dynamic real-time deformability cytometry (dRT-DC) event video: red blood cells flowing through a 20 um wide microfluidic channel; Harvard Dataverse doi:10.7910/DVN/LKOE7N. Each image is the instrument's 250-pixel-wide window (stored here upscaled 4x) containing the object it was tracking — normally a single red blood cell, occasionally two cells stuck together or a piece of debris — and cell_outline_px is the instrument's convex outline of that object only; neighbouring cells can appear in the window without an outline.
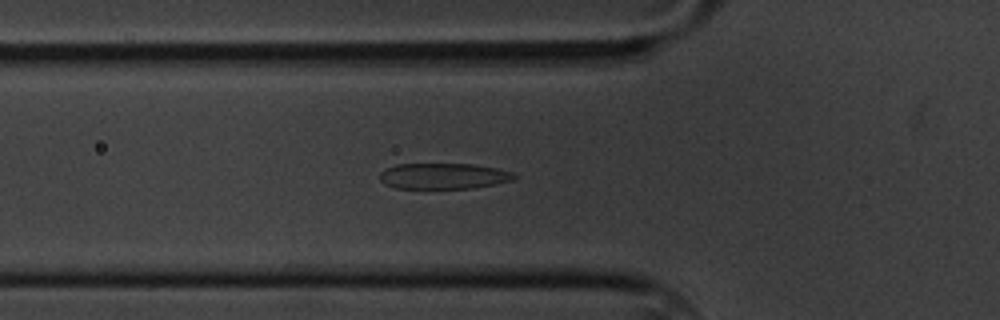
{"species": "common noctule bat (a hibernating species)", "species_latin": "Nyctalus noctula", "temperature_condition": "cold", "stored_images_in_passage": 43, "camera_frame_rate_fps": 3000, "um_per_image_px": 0.085, "animal": {"sex": "male", "body_mass_g": 20.1, "forearm_length_mm": 53.5}, "frame": {"image": 1, "passage_image": 4, "time_ms": 1.0, "image_size_px": [1000, 320], "cell_outline_px": [[516, 180], [472, 188], [396, 188], [384, 184], [380, 180], [380, 172], [384, 168], [396, 164], [472, 164], [496, 168], [512, 172], [516, 176]], "centroid_in_image_um": [37.68, 14.96], "position_along_channel_um": 88.1, "area_um2": 20.29}}
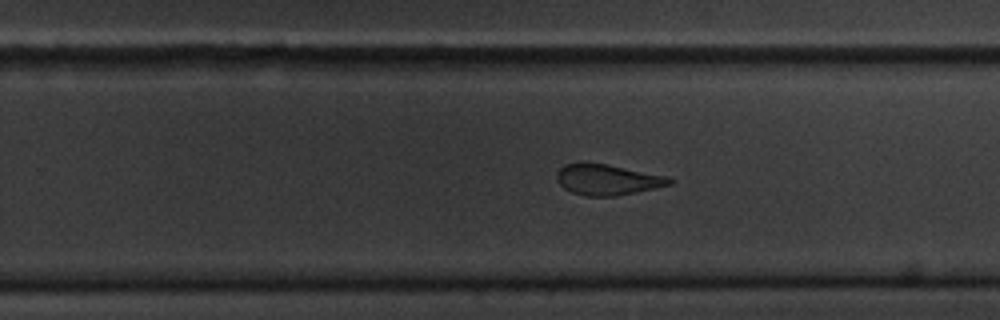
{"frame": {"image": 2, "passage_image": 21, "time_ms": 6.667, "image_size_px": [1000, 320], "cell_outline_px": [[676, 180], [672, 184], [656, 188], [616, 196], [584, 196], [572, 192], [564, 188], [556, 180], [556, 172], [564, 164], [604, 164], [668, 176]], "centroid_in_image_um": [51.66, 15.29], "position_along_channel_um": 278.1, "area_um2": 20.0}}
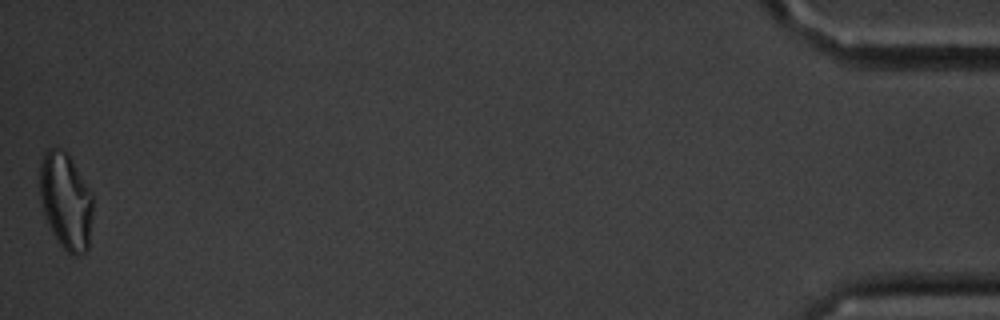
{"frame": {"image": 3, "passage_image": 43, "time_ms": 14.0, "image_size_px": [1000, 320], "cell_outline_px": [[92, 216], [88, 248], [84, 252], [76, 256], [68, 252], [60, 244], [52, 232], [44, 216], [40, 200], [40, 164], [44, 152], [48, 148], [60, 148], [72, 160], [92, 192]], "centroid_in_image_um": [5.59, 17.08], "position_along_channel_um": 429.6, "area_um2": 29.82}, "authors_computed_cell_mechanics": {"area_um2": 21.7328, "velocity_mm_per_s": 3.3374, "shape_relaxation_time_tau1_ms": 4.3146, "shape_relaxation_time_tau2_ms": 2.4134, "deformation_change_tau1": 0.152, "deformation_change_tau2": 0.1083}}